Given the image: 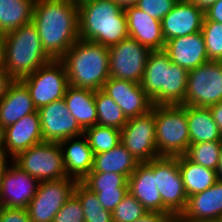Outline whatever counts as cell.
<instances>
[{"instance_id": "41", "label": "cell", "mask_w": 222, "mask_h": 222, "mask_svg": "<svg viewBox=\"0 0 222 222\" xmlns=\"http://www.w3.org/2000/svg\"><path fill=\"white\" fill-rule=\"evenodd\" d=\"M0 222H31V220L26 209L0 207Z\"/></svg>"}, {"instance_id": "34", "label": "cell", "mask_w": 222, "mask_h": 222, "mask_svg": "<svg viewBox=\"0 0 222 222\" xmlns=\"http://www.w3.org/2000/svg\"><path fill=\"white\" fill-rule=\"evenodd\" d=\"M222 150V141L190 144L184 154L190 161L216 171Z\"/></svg>"}, {"instance_id": "46", "label": "cell", "mask_w": 222, "mask_h": 222, "mask_svg": "<svg viewBox=\"0 0 222 222\" xmlns=\"http://www.w3.org/2000/svg\"><path fill=\"white\" fill-rule=\"evenodd\" d=\"M11 162L12 159L0 151V185L2 183L3 175Z\"/></svg>"}, {"instance_id": "16", "label": "cell", "mask_w": 222, "mask_h": 222, "mask_svg": "<svg viewBox=\"0 0 222 222\" xmlns=\"http://www.w3.org/2000/svg\"><path fill=\"white\" fill-rule=\"evenodd\" d=\"M102 90L121 108L127 119L152 110L153 103L141 84L109 77Z\"/></svg>"}, {"instance_id": "44", "label": "cell", "mask_w": 222, "mask_h": 222, "mask_svg": "<svg viewBox=\"0 0 222 222\" xmlns=\"http://www.w3.org/2000/svg\"><path fill=\"white\" fill-rule=\"evenodd\" d=\"M169 217V214L161 212H147L143 217L135 220L134 222H165Z\"/></svg>"}, {"instance_id": "12", "label": "cell", "mask_w": 222, "mask_h": 222, "mask_svg": "<svg viewBox=\"0 0 222 222\" xmlns=\"http://www.w3.org/2000/svg\"><path fill=\"white\" fill-rule=\"evenodd\" d=\"M77 181L70 177L40 182L26 210L31 222H52L57 212L73 195Z\"/></svg>"}, {"instance_id": "42", "label": "cell", "mask_w": 222, "mask_h": 222, "mask_svg": "<svg viewBox=\"0 0 222 222\" xmlns=\"http://www.w3.org/2000/svg\"><path fill=\"white\" fill-rule=\"evenodd\" d=\"M204 21H215L222 23V0H218L204 11Z\"/></svg>"}, {"instance_id": "27", "label": "cell", "mask_w": 222, "mask_h": 222, "mask_svg": "<svg viewBox=\"0 0 222 222\" xmlns=\"http://www.w3.org/2000/svg\"><path fill=\"white\" fill-rule=\"evenodd\" d=\"M178 166L188 197L205 191L218 181L216 171L190 161L185 155L178 156Z\"/></svg>"}, {"instance_id": "26", "label": "cell", "mask_w": 222, "mask_h": 222, "mask_svg": "<svg viewBox=\"0 0 222 222\" xmlns=\"http://www.w3.org/2000/svg\"><path fill=\"white\" fill-rule=\"evenodd\" d=\"M138 164L136 158L120 143L109 151L95 154L91 172L118 173L128 179Z\"/></svg>"}, {"instance_id": "18", "label": "cell", "mask_w": 222, "mask_h": 222, "mask_svg": "<svg viewBox=\"0 0 222 222\" xmlns=\"http://www.w3.org/2000/svg\"><path fill=\"white\" fill-rule=\"evenodd\" d=\"M164 51L172 63L187 71L209 61L201 31L166 41Z\"/></svg>"}, {"instance_id": "40", "label": "cell", "mask_w": 222, "mask_h": 222, "mask_svg": "<svg viewBox=\"0 0 222 222\" xmlns=\"http://www.w3.org/2000/svg\"><path fill=\"white\" fill-rule=\"evenodd\" d=\"M128 189H109L101 192H94L103 208L113 212L115 207L121 202L127 194Z\"/></svg>"}, {"instance_id": "30", "label": "cell", "mask_w": 222, "mask_h": 222, "mask_svg": "<svg viewBox=\"0 0 222 222\" xmlns=\"http://www.w3.org/2000/svg\"><path fill=\"white\" fill-rule=\"evenodd\" d=\"M36 0H0V29L6 34L32 22Z\"/></svg>"}, {"instance_id": "14", "label": "cell", "mask_w": 222, "mask_h": 222, "mask_svg": "<svg viewBox=\"0 0 222 222\" xmlns=\"http://www.w3.org/2000/svg\"><path fill=\"white\" fill-rule=\"evenodd\" d=\"M44 142L38 111L25 115L1 131L0 151L14 158L18 153Z\"/></svg>"}, {"instance_id": "17", "label": "cell", "mask_w": 222, "mask_h": 222, "mask_svg": "<svg viewBox=\"0 0 222 222\" xmlns=\"http://www.w3.org/2000/svg\"><path fill=\"white\" fill-rule=\"evenodd\" d=\"M204 11L189 0H178L173 9L162 18V34L166 41L200 32Z\"/></svg>"}, {"instance_id": "20", "label": "cell", "mask_w": 222, "mask_h": 222, "mask_svg": "<svg viewBox=\"0 0 222 222\" xmlns=\"http://www.w3.org/2000/svg\"><path fill=\"white\" fill-rule=\"evenodd\" d=\"M128 191L148 211L162 213V199L155 182V159L138 164L128 178Z\"/></svg>"}, {"instance_id": "45", "label": "cell", "mask_w": 222, "mask_h": 222, "mask_svg": "<svg viewBox=\"0 0 222 222\" xmlns=\"http://www.w3.org/2000/svg\"><path fill=\"white\" fill-rule=\"evenodd\" d=\"M212 117L222 134V101L209 107Z\"/></svg>"}, {"instance_id": "13", "label": "cell", "mask_w": 222, "mask_h": 222, "mask_svg": "<svg viewBox=\"0 0 222 222\" xmlns=\"http://www.w3.org/2000/svg\"><path fill=\"white\" fill-rule=\"evenodd\" d=\"M44 142L59 143L71 137L83 135L84 130L70 114L64 98L37 110Z\"/></svg>"}, {"instance_id": "21", "label": "cell", "mask_w": 222, "mask_h": 222, "mask_svg": "<svg viewBox=\"0 0 222 222\" xmlns=\"http://www.w3.org/2000/svg\"><path fill=\"white\" fill-rule=\"evenodd\" d=\"M67 176L81 182L93 167L94 153L83 135L59 142Z\"/></svg>"}, {"instance_id": "28", "label": "cell", "mask_w": 222, "mask_h": 222, "mask_svg": "<svg viewBox=\"0 0 222 222\" xmlns=\"http://www.w3.org/2000/svg\"><path fill=\"white\" fill-rule=\"evenodd\" d=\"M188 71L170 63L166 68L165 87L151 100L153 105H182L187 90Z\"/></svg>"}, {"instance_id": "9", "label": "cell", "mask_w": 222, "mask_h": 222, "mask_svg": "<svg viewBox=\"0 0 222 222\" xmlns=\"http://www.w3.org/2000/svg\"><path fill=\"white\" fill-rule=\"evenodd\" d=\"M155 182L162 199V213L180 216L186 208L188 196L178 166V157L155 159Z\"/></svg>"}, {"instance_id": "43", "label": "cell", "mask_w": 222, "mask_h": 222, "mask_svg": "<svg viewBox=\"0 0 222 222\" xmlns=\"http://www.w3.org/2000/svg\"><path fill=\"white\" fill-rule=\"evenodd\" d=\"M14 79L6 72L0 64V101L5 97L9 85Z\"/></svg>"}, {"instance_id": "7", "label": "cell", "mask_w": 222, "mask_h": 222, "mask_svg": "<svg viewBox=\"0 0 222 222\" xmlns=\"http://www.w3.org/2000/svg\"><path fill=\"white\" fill-rule=\"evenodd\" d=\"M20 81L28 89L37 110L64 98L69 86L66 68L61 60H51Z\"/></svg>"}, {"instance_id": "33", "label": "cell", "mask_w": 222, "mask_h": 222, "mask_svg": "<svg viewBox=\"0 0 222 222\" xmlns=\"http://www.w3.org/2000/svg\"><path fill=\"white\" fill-rule=\"evenodd\" d=\"M94 155L109 151L121 143V131L113 127L94 125L84 130Z\"/></svg>"}, {"instance_id": "50", "label": "cell", "mask_w": 222, "mask_h": 222, "mask_svg": "<svg viewBox=\"0 0 222 222\" xmlns=\"http://www.w3.org/2000/svg\"><path fill=\"white\" fill-rule=\"evenodd\" d=\"M165 222H187L181 216H171Z\"/></svg>"}, {"instance_id": "8", "label": "cell", "mask_w": 222, "mask_h": 222, "mask_svg": "<svg viewBox=\"0 0 222 222\" xmlns=\"http://www.w3.org/2000/svg\"><path fill=\"white\" fill-rule=\"evenodd\" d=\"M222 101V61H208L188 71L186 106L210 107Z\"/></svg>"}, {"instance_id": "24", "label": "cell", "mask_w": 222, "mask_h": 222, "mask_svg": "<svg viewBox=\"0 0 222 222\" xmlns=\"http://www.w3.org/2000/svg\"><path fill=\"white\" fill-rule=\"evenodd\" d=\"M64 100L70 114L83 130L97 124L94 90L69 85Z\"/></svg>"}, {"instance_id": "39", "label": "cell", "mask_w": 222, "mask_h": 222, "mask_svg": "<svg viewBox=\"0 0 222 222\" xmlns=\"http://www.w3.org/2000/svg\"><path fill=\"white\" fill-rule=\"evenodd\" d=\"M178 0H138L136 7L143 10L149 16L162 21L175 6Z\"/></svg>"}, {"instance_id": "3", "label": "cell", "mask_w": 222, "mask_h": 222, "mask_svg": "<svg viewBox=\"0 0 222 222\" xmlns=\"http://www.w3.org/2000/svg\"><path fill=\"white\" fill-rule=\"evenodd\" d=\"M51 60L33 22L5 34L0 64L14 80L32 74Z\"/></svg>"}, {"instance_id": "1", "label": "cell", "mask_w": 222, "mask_h": 222, "mask_svg": "<svg viewBox=\"0 0 222 222\" xmlns=\"http://www.w3.org/2000/svg\"><path fill=\"white\" fill-rule=\"evenodd\" d=\"M32 22L52 60H60L80 39L77 0H36Z\"/></svg>"}, {"instance_id": "23", "label": "cell", "mask_w": 222, "mask_h": 222, "mask_svg": "<svg viewBox=\"0 0 222 222\" xmlns=\"http://www.w3.org/2000/svg\"><path fill=\"white\" fill-rule=\"evenodd\" d=\"M36 111L26 86L20 80H14L0 101V131Z\"/></svg>"}, {"instance_id": "11", "label": "cell", "mask_w": 222, "mask_h": 222, "mask_svg": "<svg viewBox=\"0 0 222 222\" xmlns=\"http://www.w3.org/2000/svg\"><path fill=\"white\" fill-rule=\"evenodd\" d=\"M155 128V105H153L148 113L128 119L120 130L121 143L139 163L159 158Z\"/></svg>"}, {"instance_id": "35", "label": "cell", "mask_w": 222, "mask_h": 222, "mask_svg": "<svg viewBox=\"0 0 222 222\" xmlns=\"http://www.w3.org/2000/svg\"><path fill=\"white\" fill-rule=\"evenodd\" d=\"M81 183L92 192L128 189V179L118 173L90 172Z\"/></svg>"}, {"instance_id": "6", "label": "cell", "mask_w": 222, "mask_h": 222, "mask_svg": "<svg viewBox=\"0 0 222 222\" xmlns=\"http://www.w3.org/2000/svg\"><path fill=\"white\" fill-rule=\"evenodd\" d=\"M12 162L39 183L67 178L59 143L42 142L18 153Z\"/></svg>"}, {"instance_id": "10", "label": "cell", "mask_w": 222, "mask_h": 222, "mask_svg": "<svg viewBox=\"0 0 222 222\" xmlns=\"http://www.w3.org/2000/svg\"><path fill=\"white\" fill-rule=\"evenodd\" d=\"M151 50L133 38L109 47V75L141 84Z\"/></svg>"}, {"instance_id": "22", "label": "cell", "mask_w": 222, "mask_h": 222, "mask_svg": "<svg viewBox=\"0 0 222 222\" xmlns=\"http://www.w3.org/2000/svg\"><path fill=\"white\" fill-rule=\"evenodd\" d=\"M187 222L220 219L222 216V181L188 197L184 212L180 215Z\"/></svg>"}, {"instance_id": "31", "label": "cell", "mask_w": 222, "mask_h": 222, "mask_svg": "<svg viewBox=\"0 0 222 222\" xmlns=\"http://www.w3.org/2000/svg\"><path fill=\"white\" fill-rule=\"evenodd\" d=\"M97 124L121 130L128 119L121 108L102 89L95 91Z\"/></svg>"}, {"instance_id": "52", "label": "cell", "mask_w": 222, "mask_h": 222, "mask_svg": "<svg viewBox=\"0 0 222 222\" xmlns=\"http://www.w3.org/2000/svg\"><path fill=\"white\" fill-rule=\"evenodd\" d=\"M202 222H222L221 218L220 219H212V220H205Z\"/></svg>"}, {"instance_id": "38", "label": "cell", "mask_w": 222, "mask_h": 222, "mask_svg": "<svg viewBox=\"0 0 222 222\" xmlns=\"http://www.w3.org/2000/svg\"><path fill=\"white\" fill-rule=\"evenodd\" d=\"M52 222H85L81 202L74 194L57 212Z\"/></svg>"}, {"instance_id": "2", "label": "cell", "mask_w": 222, "mask_h": 222, "mask_svg": "<svg viewBox=\"0 0 222 222\" xmlns=\"http://www.w3.org/2000/svg\"><path fill=\"white\" fill-rule=\"evenodd\" d=\"M80 39L106 47L129 37L124 8L113 0H77Z\"/></svg>"}, {"instance_id": "29", "label": "cell", "mask_w": 222, "mask_h": 222, "mask_svg": "<svg viewBox=\"0 0 222 222\" xmlns=\"http://www.w3.org/2000/svg\"><path fill=\"white\" fill-rule=\"evenodd\" d=\"M170 63L171 60L164 50L150 52L141 85L151 100L165 87L166 68Z\"/></svg>"}, {"instance_id": "49", "label": "cell", "mask_w": 222, "mask_h": 222, "mask_svg": "<svg viewBox=\"0 0 222 222\" xmlns=\"http://www.w3.org/2000/svg\"><path fill=\"white\" fill-rule=\"evenodd\" d=\"M216 173H217V178L218 180L222 181V150L220 153V157H219V163L216 169Z\"/></svg>"}, {"instance_id": "32", "label": "cell", "mask_w": 222, "mask_h": 222, "mask_svg": "<svg viewBox=\"0 0 222 222\" xmlns=\"http://www.w3.org/2000/svg\"><path fill=\"white\" fill-rule=\"evenodd\" d=\"M73 194L81 202L85 222H113L112 212L104 209L97 195L81 182L75 184Z\"/></svg>"}, {"instance_id": "19", "label": "cell", "mask_w": 222, "mask_h": 222, "mask_svg": "<svg viewBox=\"0 0 222 222\" xmlns=\"http://www.w3.org/2000/svg\"><path fill=\"white\" fill-rule=\"evenodd\" d=\"M124 11L130 38L137 40L151 51L164 50L165 40L161 21L149 16L135 5L124 8Z\"/></svg>"}, {"instance_id": "36", "label": "cell", "mask_w": 222, "mask_h": 222, "mask_svg": "<svg viewBox=\"0 0 222 222\" xmlns=\"http://www.w3.org/2000/svg\"><path fill=\"white\" fill-rule=\"evenodd\" d=\"M201 33L209 61H222V23L203 21Z\"/></svg>"}, {"instance_id": "5", "label": "cell", "mask_w": 222, "mask_h": 222, "mask_svg": "<svg viewBox=\"0 0 222 222\" xmlns=\"http://www.w3.org/2000/svg\"><path fill=\"white\" fill-rule=\"evenodd\" d=\"M155 121L158 156L184 155L190 145L186 105H155Z\"/></svg>"}, {"instance_id": "48", "label": "cell", "mask_w": 222, "mask_h": 222, "mask_svg": "<svg viewBox=\"0 0 222 222\" xmlns=\"http://www.w3.org/2000/svg\"><path fill=\"white\" fill-rule=\"evenodd\" d=\"M116 2L119 6L126 8L128 6H134L136 5L138 0H113Z\"/></svg>"}, {"instance_id": "51", "label": "cell", "mask_w": 222, "mask_h": 222, "mask_svg": "<svg viewBox=\"0 0 222 222\" xmlns=\"http://www.w3.org/2000/svg\"><path fill=\"white\" fill-rule=\"evenodd\" d=\"M4 37H5V33L0 29V56H1V53H2Z\"/></svg>"}, {"instance_id": "37", "label": "cell", "mask_w": 222, "mask_h": 222, "mask_svg": "<svg viewBox=\"0 0 222 222\" xmlns=\"http://www.w3.org/2000/svg\"><path fill=\"white\" fill-rule=\"evenodd\" d=\"M149 212L129 191L112 212L113 222H134Z\"/></svg>"}, {"instance_id": "4", "label": "cell", "mask_w": 222, "mask_h": 222, "mask_svg": "<svg viewBox=\"0 0 222 222\" xmlns=\"http://www.w3.org/2000/svg\"><path fill=\"white\" fill-rule=\"evenodd\" d=\"M65 65L69 85L94 91L109 79V48L79 39L60 59Z\"/></svg>"}, {"instance_id": "15", "label": "cell", "mask_w": 222, "mask_h": 222, "mask_svg": "<svg viewBox=\"0 0 222 222\" xmlns=\"http://www.w3.org/2000/svg\"><path fill=\"white\" fill-rule=\"evenodd\" d=\"M39 182L11 162L0 185V207L23 208L31 202Z\"/></svg>"}, {"instance_id": "25", "label": "cell", "mask_w": 222, "mask_h": 222, "mask_svg": "<svg viewBox=\"0 0 222 222\" xmlns=\"http://www.w3.org/2000/svg\"><path fill=\"white\" fill-rule=\"evenodd\" d=\"M190 144L222 141V134L209 107L186 106Z\"/></svg>"}, {"instance_id": "47", "label": "cell", "mask_w": 222, "mask_h": 222, "mask_svg": "<svg viewBox=\"0 0 222 222\" xmlns=\"http://www.w3.org/2000/svg\"><path fill=\"white\" fill-rule=\"evenodd\" d=\"M191 3H194L198 8L205 11L211 5L215 4L218 0H189Z\"/></svg>"}]
</instances>
